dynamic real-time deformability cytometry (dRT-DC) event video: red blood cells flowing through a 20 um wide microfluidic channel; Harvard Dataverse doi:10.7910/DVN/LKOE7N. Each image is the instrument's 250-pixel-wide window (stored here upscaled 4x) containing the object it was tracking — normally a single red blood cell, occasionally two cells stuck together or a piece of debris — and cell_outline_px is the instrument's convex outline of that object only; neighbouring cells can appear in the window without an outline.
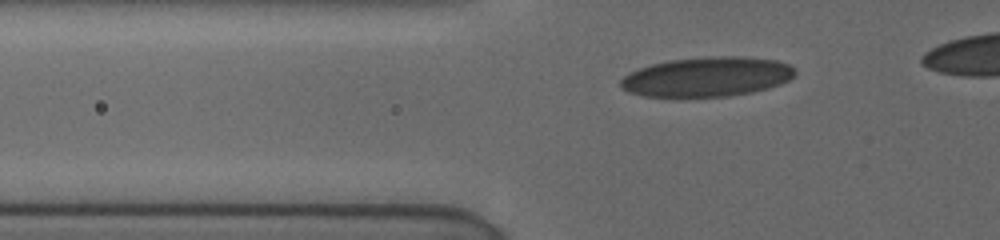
{"species": "human", "species_latin": "Homo sapiens", "temperature_condition": "cold", "stored_images_in_passage": 26, "camera_frame_rate_fps": 3000, "um_per_image_px": 0.085, "donor": {"sex": "female"}, "frame": {"image": 1, "passage_image": 6, "time_ms": 2.0, "image_size_px": [1000, 240], "cell_outline_px": [[796, 76], [780, 84], [752, 92], [728, 96], [644, 96], [628, 92], [620, 84], [620, 80], [628, 72], [652, 64], [668, 60], [712, 56], [740, 56], [776, 60], [788, 64], [796, 68]], "centroid_in_image_um": [60.12, 6.51], "position_along_channel_um": 65.7, "area_um2": 40.17}}
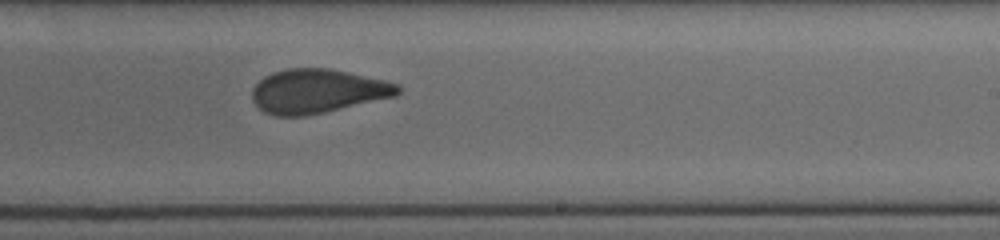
{"frame": {"image": 2, "passage_image": 18, "time_ms": 7.333, "image_size_px": [1000, 240], "cell_outline_px": [[400, 92], [396, 96], [324, 112], [304, 116], [276, 116], [264, 112], [252, 100], [252, 88], [264, 76], [272, 72], [288, 68], [328, 68], [348, 72], [384, 80], [400, 84]], "centroid_in_image_um": [26.98, 7.74], "position_along_channel_um": 262.0, "area_um2": 37.34}}
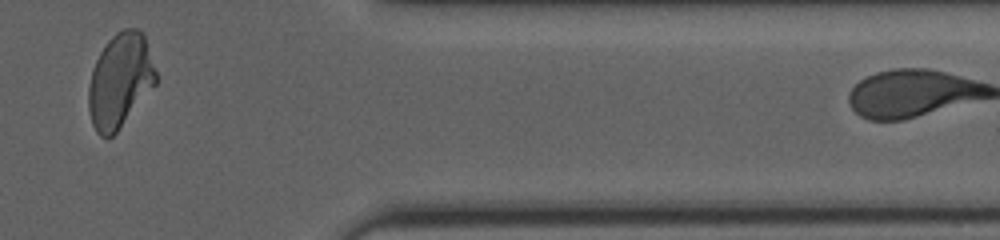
{"frame": {"image": 3, "passage_image": 25, "time_ms": 11.333, "image_size_px": [1000, 240], "cell_outline_px": [[156, 84], [116, 132], [112, 136], [100, 136], [96, 132], [92, 124], [88, 108], [88, 88], [92, 72], [96, 60], [100, 52], [108, 40], [116, 32], [124, 28], [136, 28], [144, 32], [156, 72]], "centroid_in_image_um": [10.2, 6.82], "position_along_channel_um": 401.2, "area_um2": 36.82}}